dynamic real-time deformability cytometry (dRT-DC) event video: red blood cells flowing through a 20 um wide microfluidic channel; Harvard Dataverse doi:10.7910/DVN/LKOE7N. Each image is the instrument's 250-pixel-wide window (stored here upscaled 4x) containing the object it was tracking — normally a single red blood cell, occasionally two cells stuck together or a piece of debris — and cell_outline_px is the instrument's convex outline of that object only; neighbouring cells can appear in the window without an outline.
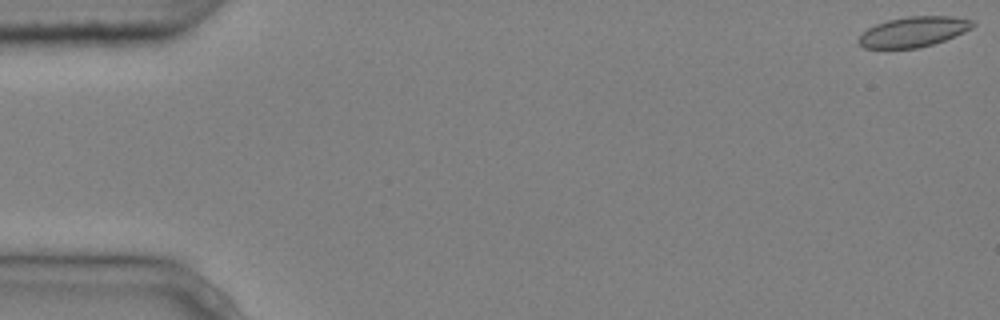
{"species": "common noctule bat (a hibernating species)", "species_latin": "Nyctalus noctula", "temperature_condition": "cold", "stored_images_in_passage": 5, "segment_of_instrument_passage": [2, 2], "camera_frame_rate_fps": 3000, "um_per_image_px": 0.085, "animal": {"sex": "male", "body_mass_g": 20.4}, "frame": {"image": 1, "passage_image": 5, "time_ms": 1.333, "image_size_px": [1000, 320], "cell_outline_px": [[976, 24], [972, 28], [964, 32], [944, 40], [932, 44], [916, 48], [864, 48], [856, 40], [868, 28], [876, 24], [888, 20], [908, 16], [952, 16], [972, 20]], "centroid_in_image_um": [77.65, 2.69], "position_along_channel_um": 7.3, "area_um2": 19.94}}